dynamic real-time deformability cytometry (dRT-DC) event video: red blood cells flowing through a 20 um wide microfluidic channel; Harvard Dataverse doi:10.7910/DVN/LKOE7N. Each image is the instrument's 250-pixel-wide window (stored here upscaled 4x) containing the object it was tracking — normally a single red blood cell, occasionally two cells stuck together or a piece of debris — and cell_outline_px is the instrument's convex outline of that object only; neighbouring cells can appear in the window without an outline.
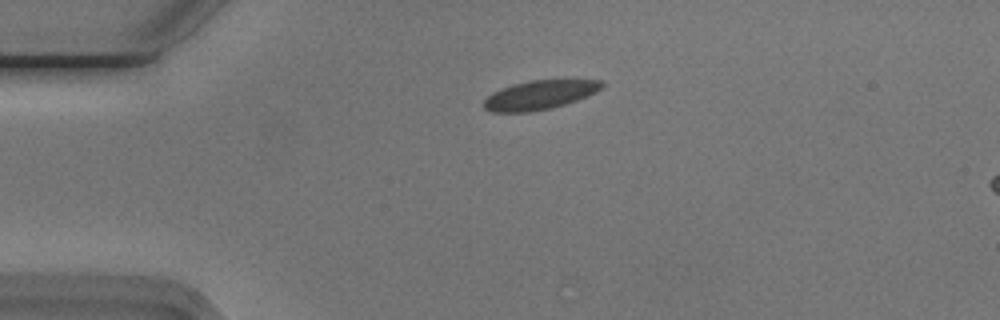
{"species": "Egyptian fruit bat (a non-hibernating species)", "species_latin": "Rousettus aegyptiacus", "temperature_condition": "cold", "stored_images_in_passage": 42, "camera_frame_rate_fps": 3000, "um_per_image_px": 0.085, "animal": {"sex": "male"}, "frame": {"image": 1, "passage_image": 1, "time_ms": 0.0, "image_size_px": [1000, 320], "cell_outline_px": [[604, 84], [596, 92], [576, 100], [552, 108], [528, 112], [492, 112], [484, 108], [484, 100], [492, 92], [500, 88], [512, 84], [528, 80], [600, 80]], "centroid_in_image_um": [45.82, 8.07], "position_along_channel_um": 39.2, "area_um2": 19.88}}
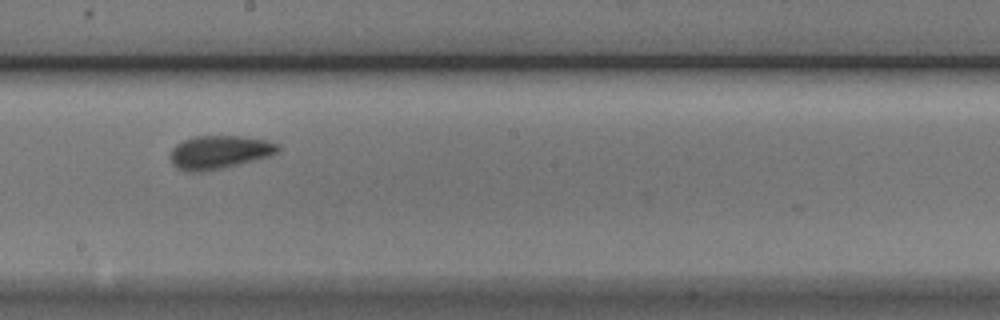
{"frame": {"image": 2, "passage_image": 19, "time_ms": 6.0, "image_size_px": [1000, 320], "cell_outline_px": [[280, 148], [276, 152], [268, 156], [220, 168], [196, 172], [176, 168], [172, 164], [172, 148], [176, 144], [184, 140], [196, 136], [240, 136], [268, 140], [280, 144]], "centroid_in_image_um": [18.65, 12.91], "position_along_channel_um": 229.6, "area_um2": 20.4}}
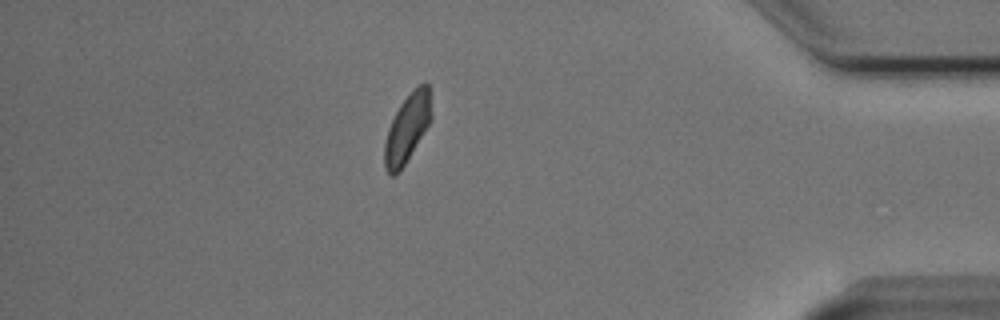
{"frame": {"image": 3, "passage_image": 36, "time_ms": 11.667, "image_size_px": [1000, 320], "cell_outline_px": [[432, 120], [404, 164], [396, 176], [392, 176], [384, 168], [384, 144], [388, 128], [400, 104], [420, 84], [428, 84], [432, 112]], "centroid_in_image_um": [34.61, 10.93], "position_along_channel_um": 400.6, "area_um2": 18.32}, "authors_computed_cell_mechanics": {"area_um2": 19.9121, "velocity_mm_per_s": 3.7183, "shape_relaxation_time_tau1_ms": 2.7486, "shape_relaxation_time_tau2_ms": 0.7676, "deformation_change_tau1": 0.0792, "deformation_change_tau2": 0.0363}}